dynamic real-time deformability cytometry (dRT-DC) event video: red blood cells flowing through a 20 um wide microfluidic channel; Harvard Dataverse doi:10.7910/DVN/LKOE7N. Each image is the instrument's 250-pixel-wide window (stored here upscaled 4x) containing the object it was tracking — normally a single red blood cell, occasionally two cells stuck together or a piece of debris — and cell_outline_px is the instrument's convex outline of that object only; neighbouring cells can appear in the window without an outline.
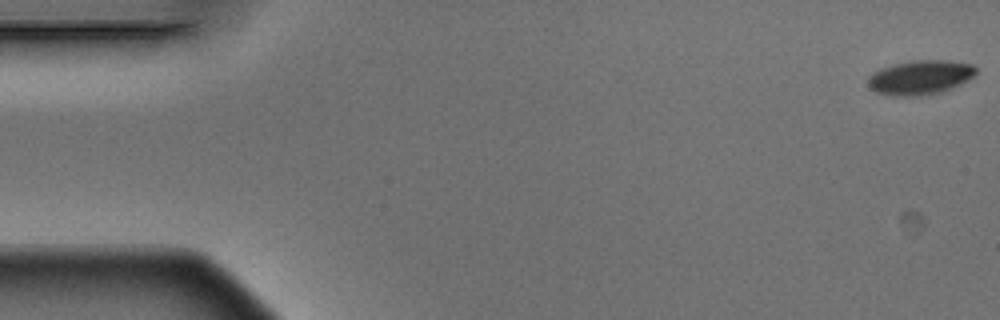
{"species": "Egyptian fruit bat (a non-hibernating species)", "species_latin": "Rousettus aegyptiacus", "temperature_condition": "warm", "stored_images_in_passage": 5, "camera_frame_rate_fps": 3000, "um_per_image_px": 0.085, "animal": {"sex": "male"}, "frame": {"image": 1, "passage_image": 1, "time_ms": 0.0, "image_size_px": [1000, 320], "cell_outline_px": [[976, 72], [968, 80], [960, 84], [940, 92], [920, 96], [888, 96], [876, 92], [868, 88], [868, 76], [872, 72], [880, 68], [896, 64], [916, 60], [944, 60], [972, 64], [976, 68]], "centroid_in_image_um": [78.16, 6.59], "position_along_channel_um": 6.8, "area_um2": 21.62}}